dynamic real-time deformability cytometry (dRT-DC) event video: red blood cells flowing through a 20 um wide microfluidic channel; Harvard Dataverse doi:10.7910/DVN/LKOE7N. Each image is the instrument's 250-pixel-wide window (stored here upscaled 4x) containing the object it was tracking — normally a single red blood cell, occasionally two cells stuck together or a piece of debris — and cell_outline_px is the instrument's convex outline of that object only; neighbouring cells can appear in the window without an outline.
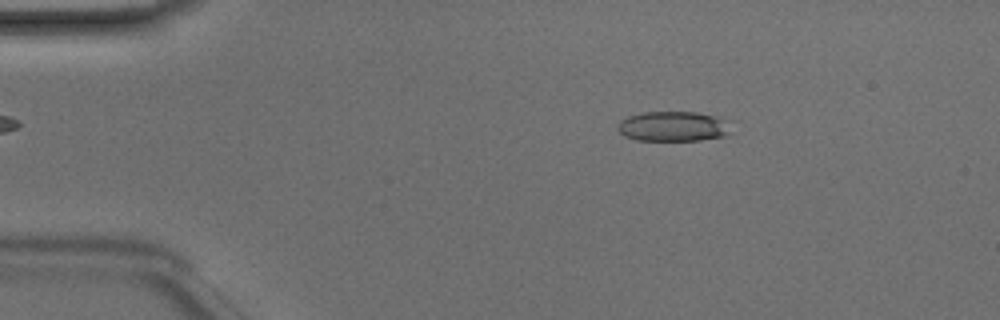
{"species": "Egyptian fruit bat (a non-hibernating species)", "species_latin": "Rousettus aegyptiacus", "temperature_condition": "room temperature", "stored_images_in_passage": 43, "camera_frame_rate_fps": 3000, "um_per_image_px": 0.085, "animal": {"sex": "male"}, "frame": {"image": 1, "passage_image": 3, "time_ms": 0.667, "image_size_px": [1000, 320], "cell_outline_px": [[732, 120], [728, 132], [724, 136], [700, 140], [636, 140], [624, 136], [616, 128], [620, 120], [628, 116], [644, 112], [696, 112], [716, 116]], "centroid_in_image_um": [57.24, 10.73], "position_along_channel_um": 27.8, "area_um2": 20.0}}
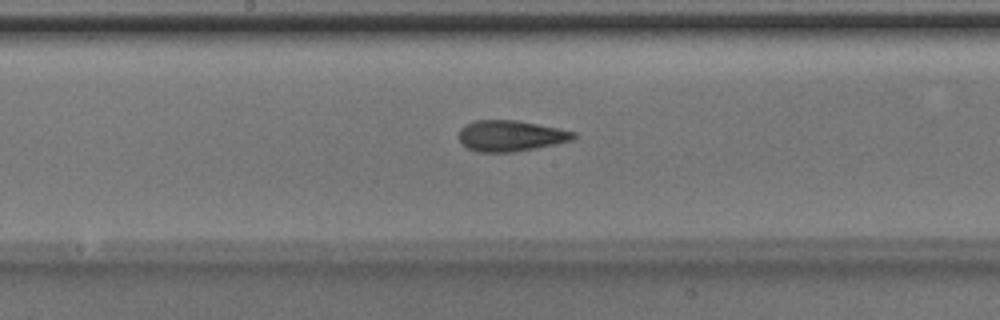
{"frame": {"image": 2, "passage_image": 20, "time_ms": 6.333, "image_size_px": [1000, 320], "cell_outline_px": [[576, 136], [572, 140], [536, 148], [512, 152], [476, 152], [460, 144], [456, 136], [460, 128], [464, 124], [476, 120], [516, 120], [560, 128], [576, 132]], "centroid_in_image_um": [43.34, 11.54], "position_along_channel_um": 204.9, "area_um2": 20.98}}
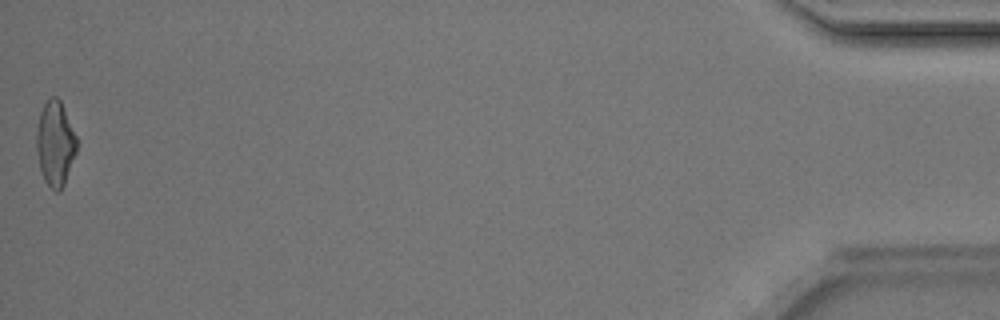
{"frame": {"image": 3, "passage_image": 43, "time_ms": 14.0, "image_size_px": [1000, 320], "cell_outline_px": [[76, 152], [64, 184], [60, 192], [56, 192], [44, 180], [40, 168], [36, 148], [36, 132], [40, 112], [44, 104], [52, 96], [56, 96], [60, 100], [76, 136]], "centroid_in_image_um": [4.68, 12.2], "position_along_channel_um": 430.5, "area_um2": 19.59}, "authors_computed_cell_mechanics": {"area_um2": 20.0566, "velocity_mm_per_s": 4.2087, "shape_relaxation_time_tau1_ms": 5.5973, "shape_relaxation_time_tau2_ms": 1.9221, "deformation_change_tau1": 0.1652, "deformation_change_tau2": 0.0996}}